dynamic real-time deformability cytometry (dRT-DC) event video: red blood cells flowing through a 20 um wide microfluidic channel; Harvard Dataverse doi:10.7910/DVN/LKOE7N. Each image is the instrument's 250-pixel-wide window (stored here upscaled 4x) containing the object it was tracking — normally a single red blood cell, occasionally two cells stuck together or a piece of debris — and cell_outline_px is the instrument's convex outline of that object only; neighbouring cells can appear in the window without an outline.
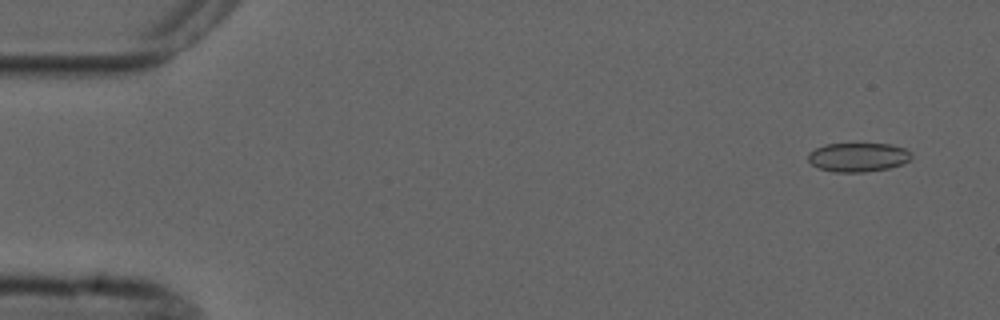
{"species": "common noctule bat (a hibernating species)", "species_latin": "Nyctalus noctula", "temperature_condition": "cold", "stored_images_in_passage": 14, "camera_frame_rate_fps": 3000, "um_per_image_px": 0.085, "animal": {"sex": "male", "forearm_length_mm": 52.5}, "frame": {"image": 1, "passage_image": 1, "time_ms": 0.0, "image_size_px": [1000, 320], "cell_outline_px": [[912, 156], [904, 164], [888, 168], [864, 172], [832, 172], [820, 168], [812, 164], [808, 160], [808, 152], [824, 144], [892, 144], [904, 148], [912, 152]], "centroid_in_image_um": [72.94, 13.36], "position_along_channel_um": 12.1, "area_um2": 17.51}}
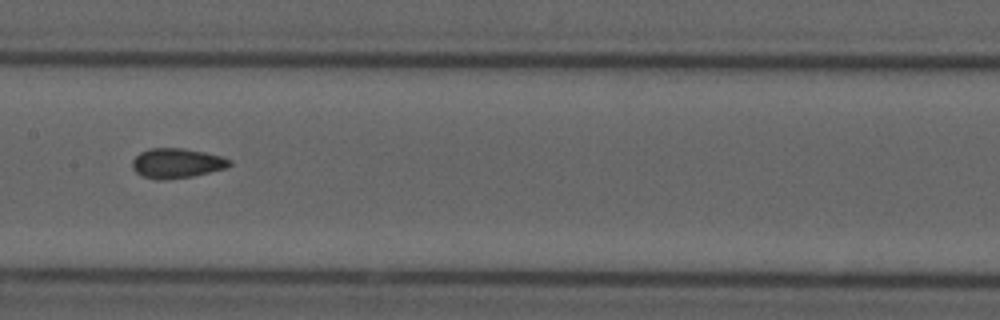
{"frame": {"image": 2, "passage_image": 7, "time_ms": 8.0, "image_size_px": [1000, 320], "cell_outline_px": [[232, 164], [228, 168], [192, 176], [164, 180], [156, 180], [144, 176], [136, 172], [132, 168], [132, 160], [140, 152], [148, 148], [184, 148], [204, 152], [220, 156], [232, 160]], "centroid_in_image_um": [15.03, 13.87], "position_along_channel_um": 192.4, "area_um2": 16.99}}
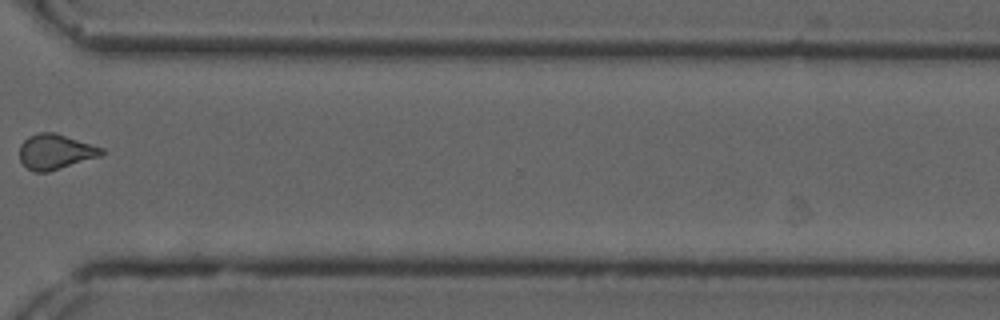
{"frame": {"image": 3, "passage_image": 11, "time_ms": 12.667, "image_size_px": [1000, 320], "cell_outline_px": [[104, 152], [100, 156], [48, 172], [36, 172], [28, 168], [20, 160], [20, 144], [28, 136], [40, 132], [56, 132], [104, 148]], "centroid_in_image_um": [4.71, 12.88], "position_along_channel_um": 365.9, "area_um2": 16.76}}